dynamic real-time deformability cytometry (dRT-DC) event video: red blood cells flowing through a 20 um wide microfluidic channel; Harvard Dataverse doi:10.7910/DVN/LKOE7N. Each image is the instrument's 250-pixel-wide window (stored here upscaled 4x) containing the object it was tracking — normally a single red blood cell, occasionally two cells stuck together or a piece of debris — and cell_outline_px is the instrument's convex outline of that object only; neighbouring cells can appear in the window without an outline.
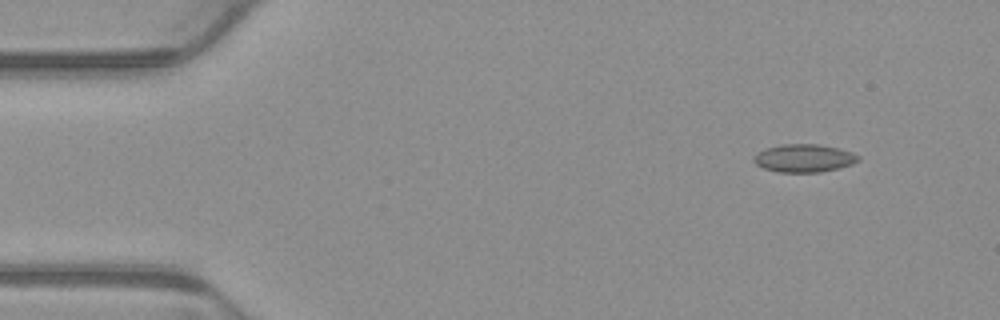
{"species": "common noctule bat (a hibernating species)", "species_latin": "Nyctalus noctula", "temperature_condition": "warm", "stored_images_in_passage": 2, "segment_of_instrument_passage": [2, 2], "camera_frame_rate_fps": 3000, "um_per_image_px": 0.085, "animal": {"sex": "male", "body_mass_g": 23.1, "forearm_length_mm": 52.7}, "frame": {"image": 1, "passage_image": 2, "time_ms": 0.333, "image_size_px": [1000, 320], "cell_outline_px": [[860, 160], [852, 164], [840, 168], [820, 172], [780, 172], [764, 168], [756, 164], [752, 160], [764, 148], [784, 144], [816, 144], [840, 148], [852, 152], [860, 156]], "centroid_in_image_um": [68.39, 13.44], "position_along_channel_um": 16.6, "area_um2": 16.99}}